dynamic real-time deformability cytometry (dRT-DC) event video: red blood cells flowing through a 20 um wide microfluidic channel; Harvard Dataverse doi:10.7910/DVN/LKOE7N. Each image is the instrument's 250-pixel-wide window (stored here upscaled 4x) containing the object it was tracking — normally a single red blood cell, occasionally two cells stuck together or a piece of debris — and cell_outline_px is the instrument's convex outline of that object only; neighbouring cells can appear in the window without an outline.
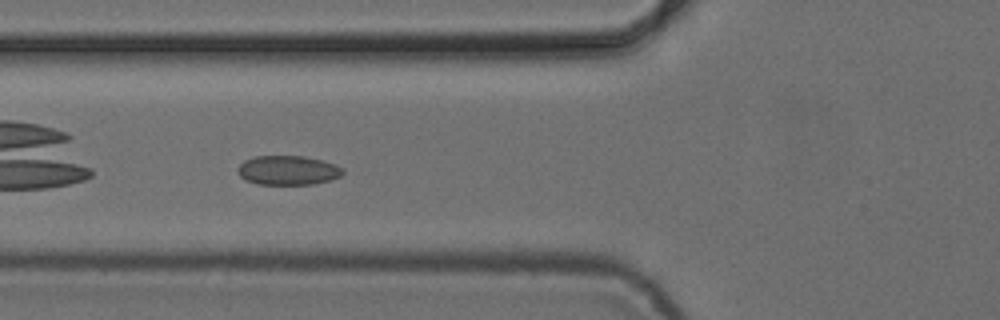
{"species": "common noctule bat (a hibernating species)", "species_latin": "Nyctalus noctula", "temperature_condition": "cold", "stored_images_in_passage": 36, "camera_frame_rate_fps": 3000, "um_per_image_px": 0.085, "animal": {"sex": "female", "body_mass_g": 24.6, "forearm_length_mm": 56.2}, "frame": {"image": 1, "passage_image": 4, "time_ms": 1.0, "image_size_px": [1000, 320], "cell_outline_px": [[344, 172], [340, 176], [332, 180], [312, 184], [256, 184], [244, 180], [240, 176], [236, 168], [244, 160], [256, 156], [304, 156], [336, 164]], "centroid_in_image_um": [24.44, 14.48], "position_along_channel_um": 101.4, "area_um2": 17.98}}
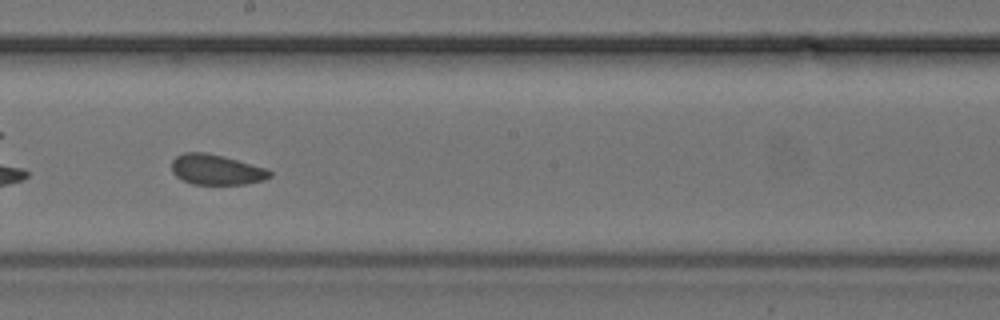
{"frame": {"image": 2, "passage_image": 14, "time_ms": 4.333, "image_size_px": [1000, 320], "cell_outline_px": [[272, 176], [264, 180], [244, 184], [192, 184], [176, 176], [172, 172], [172, 160], [176, 156], [184, 152], [204, 152], [224, 156], [264, 168], [272, 172]], "centroid_in_image_um": [18.37, 14.42], "position_along_channel_um": 229.8, "area_um2": 17.22}}
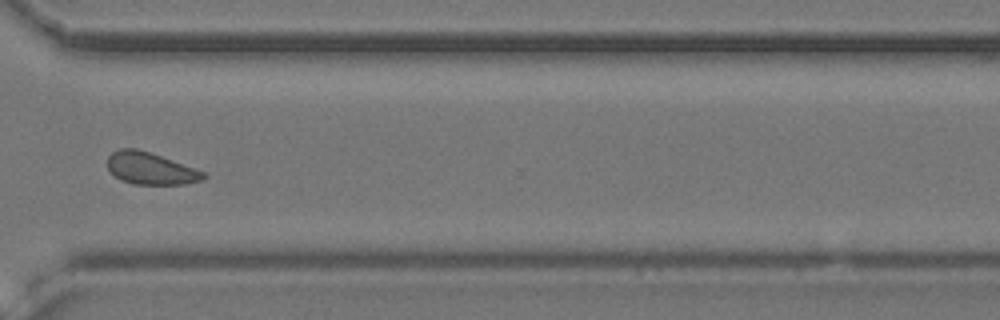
{"frame": {"image": 3, "passage_image": 24, "time_ms": 7.667, "image_size_px": [1000, 320], "cell_outline_px": [[208, 176], [204, 180], [184, 184], [132, 184], [120, 180], [108, 168], [108, 156], [112, 152], [120, 148], [136, 148], [208, 172]], "centroid_in_image_um": [12.85, 14.33], "position_along_channel_um": 357.8, "area_um2": 17.98}, "authors_computed_cell_mechanics": {"area_um2": 17.8891, "velocity_mm_per_s": 3.8434, "shape_relaxation_time_tau1_ms": null, "shape_relaxation_time_tau2_ms": 2.6938, "deformation_change_tau1": null, "deformation_change_tau2": 0.0868}}